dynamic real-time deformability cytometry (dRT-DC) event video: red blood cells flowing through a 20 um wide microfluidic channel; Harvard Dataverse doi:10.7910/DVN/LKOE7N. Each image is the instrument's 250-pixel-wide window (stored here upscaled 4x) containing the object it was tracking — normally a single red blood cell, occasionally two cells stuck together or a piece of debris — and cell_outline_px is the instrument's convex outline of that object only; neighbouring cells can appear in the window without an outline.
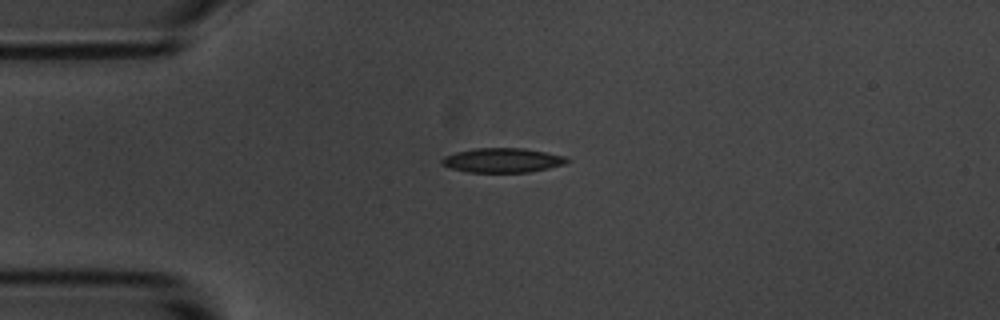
{"species": "common noctule bat (a hibernating species)", "species_latin": "Nyctalus noctula", "temperature_condition": "room temperature", "stored_images_in_passage": 2, "camera_frame_rate_fps": 3000, "um_per_image_px": 0.085, "animal": {"sex": "male", "body_mass_g": 20.1, "forearm_length_mm": 53.5}, "frame": {"image": 1, "passage_image": 1, "time_ms": 0.0, "image_size_px": [1000, 320], "cell_outline_px": [[572, 160], [564, 164], [548, 168], [528, 172], [468, 172], [452, 168], [440, 164], [440, 160], [444, 156], [456, 152], [476, 148], [524, 148], [568, 156]], "centroid_in_image_um": [42.74, 13.62], "position_along_channel_um": 42.3, "area_um2": 17.92}}